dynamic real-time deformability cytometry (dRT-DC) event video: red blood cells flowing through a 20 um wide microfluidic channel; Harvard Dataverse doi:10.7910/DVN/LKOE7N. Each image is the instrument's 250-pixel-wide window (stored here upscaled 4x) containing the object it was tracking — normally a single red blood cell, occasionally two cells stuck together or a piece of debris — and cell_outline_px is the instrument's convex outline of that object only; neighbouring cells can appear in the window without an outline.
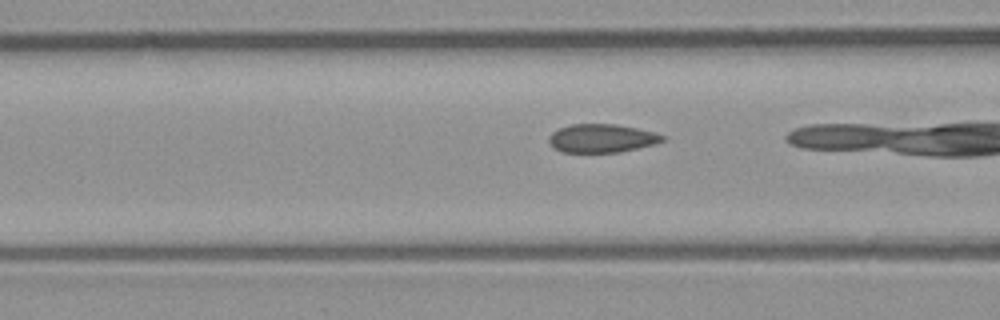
{"species": "common noctule bat (a hibernating species)", "species_latin": "Nyctalus noctula", "temperature_condition": "room temperature", "stored_images_in_passage": 14, "camera_frame_rate_fps": 3000, "um_per_image_px": 0.085, "animal": {"sex": "male", "body_mass_g": 23.1, "forearm_length_mm": 52.7}, "frame": {"image": 1, "passage_image": 13, "time_ms": 4.0, "image_size_px": [1000, 320], "cell_outline_px": [[664, 140], [656, 144], [620, 152], [564, 152], [552, 148], [548, 140], [548, 136], [552, 132], [560, 128], [572, 124], [616, 124], [656, 132], [664, 136]], "centroid_in_image_um": [51.14, 11.75], "position_along_channel_um": 115.5, "area_um2": 18.9}}